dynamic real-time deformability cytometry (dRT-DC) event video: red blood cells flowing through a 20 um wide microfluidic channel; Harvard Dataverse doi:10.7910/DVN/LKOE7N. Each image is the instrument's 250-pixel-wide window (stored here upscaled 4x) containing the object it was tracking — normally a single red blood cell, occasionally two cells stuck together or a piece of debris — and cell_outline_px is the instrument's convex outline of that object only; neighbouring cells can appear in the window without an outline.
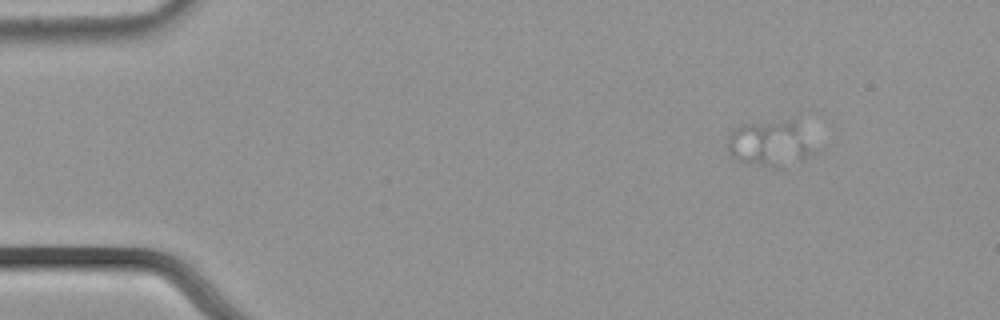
{"species": "common noctule bat (a hibernating species)", "species_latin": "Nyctalus noctula", "temperature_condition": "cold", "stored_images_in_passage": 6, "camera_frame_rate_fps": 3000, "um_per_image_px": 0.085, "animal": {"sex": "male", "body_mass_g": 21.5, "forearm_length_mm": 52.0}, "frame": {"image": 1, "passage_image": 4, "time_ms": 1.0, "image_size_px": [1000, 320], "cell_outline_px": [[792, 132], [784, 168], [772, 168], [740, 160], [732, 156], [728, 148], [728, 140], [732, 132], [740, 124], [784, 120], [792, 120]], "centroid_in_image_um": [64.77, 12.15], "position_along_channel_um": 20.2, "area_um2": 17.63}}